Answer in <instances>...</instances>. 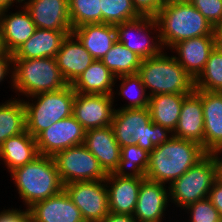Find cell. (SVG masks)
<instances>
[{
    "mask_svg": "<svg viewBox=\"0 0 222 222\" xmlns=\"http://www.w3.org/2000/svg\"><path fill=\"white\" fill-rule=\"evenodd\" d=\"M190 3L213 27L222 23V0H191Z\"/></svg>",
    "mask_w": 222,
    "mask_h": 222,
    "instance_id": "cell-37",
    "label": "cell"
},
{
    "mask_svg": "<svg viewBox=\"0 0 222 222\" xmlns=\"http://www.w3.org/2000/svg\"><path fill=\"white\" fill-rule=\"evenodd\" d=\"M204 117V150L211 153L222 148V92L197 90Z\"/></svg>",
    "mask_w": 222,
    "mask_h": 222,
    "instance_id": "cell-22",
    "label": "cell"
},
{
    "mask_svg": "<svg viewBox=\"0 0 222 222\" xmlns=\"http://www.w3.org/2000/svg\"><path fill=\"white\" fill-rule=\"evenodd\" d=\"M111 126L120 147L137 144L148 152L173 137V132L151 120L148 107L115 109Z\"/></svg>",
    "mask_w": 222,
    "mask_h": 222,
    "instance_id": "cell-3",
    "label": "cell"
},
{
    "mask_svg": "<svg viewBox=\"0 0 222 222\" xmlns=\"http://www.w3.org/2000/svg\"><path fill=\"white\" fill-rule=\"evenodd\" d=\"M207 154L199 143L173 136L150 152L145 178L170 185Z\"/></svg>",
    "mask_w": 222,
    "mask_h": 222,
    "instance_id": "cell-1",
    "label": "cell"
},
{
    "mask_svg": "<svg viewBox=\"0 0 222 222\" xmlns=\"http://www.w3.org/2000/svg\"><path fill=\"white\" fill-rule=\"evenodd\" d=\"M154 18L167 49L185 39L213 35L214 27L190 2L166 1Z\"/></svg>",
    "mask_w": 222,
    "mask_h": 222,
    "instance_id": "cell-2",
    "label": "cell"
},
{
    "mask_svg": "<svg viewBox=\"0 0 222 222\" xmlns=\"http://www.w3.org/2000/svg\"><path fill=\"white\" fill-rule=\"evenodd\" d=\"M165 184L144 178L138 192L133 217L137 222H162L170 200Z\"/></svg>",
    "mask_w": 222,
    "mask_h": 222,
    "instance_id": "cell-14",
    "label": "cell"
},
{
    "mask_svg": "<svg viewBox=\"0 0 222 222\" xmlns=\"http://www.w3.org/2000/svg\"><path fill=\"white\" fill-rule=\"evenodd\" d=\"M32 222H85L80 210L63 189L28 208Z\"/></svg>",
    "mask_w": 222,
    "mask_h": 222,
    "instance_id": "cell-15",
    "label": "cell"
},
{
    "mask_svg": "<svg viewBox=\"0 0 222 222\" xmlns=\"http://www.w3.org/2000/svg\"><path fill=\"white\" fill-rule=\"evenodd\" d=\"M64 190L85 222H99L109 214L105 179L68 183L64 185Z\"/></svg>",
    "mask_w": 222,
    "mask_h": 222,
    "instance_id": "cell-10",
    "label": "cell"
},
{
    "mask_svg": "<svg viewBox=\"0 0 222 222\" xmlns=\"http://www.w3.org/2000/svg\"><path fill=\"white\" fill-rule=\"evenodd\" d=\"M23 11L6 14L9 9L0 11V36L2 48L5 52L14 54L35 32L36 25L31 19L29 12L22 7Z\"/></svg>",
    "mask_w": 222,
    "mask_h": 222,
    "instance_id": "cell-18",
    "label": "cell"
},
{
    "mask_svg": "<svg viewBox=\"0 0 222 222\" xmlns=\"http://www.w3.org/2000/svg\"><path fill=\"white\" fill-rule=\"evenodd\" d=\"M0 48H2V44H1V36H0Z\"/></svg>",
    "mask_w": 222,
    "mask_h": 222,
    "instance_id": "cell-47",
    "label": "cell"
},
{
    "mask_svg": "<svg viewBox=\"0 0 222 222\" xmlns=\"http://www.w3.org/2000/svg\"><path fill=\"white\" fill-rule=\"evenodd\" d=\"M215 48L214 36L205 35L179 41L171 47L177 56L174 58L194 79L204 70L210 53Z\"/></svg>",
    "mask_w": 222,
    "mask_h": 222,
    "instance_id": "cell-20",
    "label": "cell"
},
{
    "mask_svg": "<svg viewBox=\"0 0 222 222\" xmlns=\"http://www.w3.org/2000/svg\"><path fill=\"white\" fill-rule=\"evenodd\" d=\"M13 58L12 54L5 51L0 52V82L9 74V70L12 68ZM11 65V68H10Z\"/></svg>",
    "mask_w": 222,
    "mask_h": 222,
    "instance_id": "cell-41",
    "label": "cell"
},
{
    "mask_svg": "<svg viewBox=\"0 0 222 222\" xmlns=\"http://www.w3.org/2000/svg\"><path fill=\"white\" fill-rule=\"evenodd\" d=\"M101 61L117 78L137 74L142 59L116 40Z\"/></svg>",
    "mask_w": 222,
    "mask_h": 222,
    "instance_id": "cell-30",
    "label": "cell"
},
{
    "mask_svg": "<svg viewBox=\"0 0 222 222\" xmlns=\"http://www.w3.org/2000/svg\"><path fill=\"white\" fill-rule=\"evenodd\" d=\"M145 177H120L107 174L105 183L108 192L109 212L133 215L141 181Z\"/></svg>",
    "mask_w": 222,
    "mask_h": 222,
    "instance_id": "cell-19",
    "label": "cell"
},
{
    "mask_svg": "<svg viewBox=\"0 0 222 222\" xmlns=\"http://www.w3.org/2000/svg\"><path fill=\"white\" fill-rule=\"evenodd\" d=\"M10 173L18 194L27 208L64 189L52 156L39 155L33 161Z\"/></svg>",
    "mask_w": 222,
    "mask_h": 222,
    "instance_id": "cell-4",
    "label": "cell"
},
{
    "mask_svg": "<svg viewBox=\"0 0 222 222\" xmlns=\"http://www.w3.org/2000/svg\"><path fill=\"white\" fill-rule=\"evenodd\" d=\"M26 131L23 100L12 99L0 104V147L4 141Z\"/></svg>",
    "mask_w": 222,
    "mask_h": 222,
    "instance_id": "cell-29",
    "label": "cell"
},
{
    "mask_svg": "<svg viewBox=\"0 0 222 222\" xmlns=\"http://www.w3.org/2000/svg\"><path fill=\"white\" fill-rule=\"evenodd\" d=\"M140 16L155 17L161 7L169 0H131Z\"/></svg>",
    "mask_w": 222,
    "mask_h": 222,
    "instance_id": "cell-38",
    "label": "cell"
},
{
    "mask_svg": "<svg viewBox=\"0 0 222 222\" xmlns=\"http://www.w3.org/2000/svg\"><path fill=\"white\" fill-rule=\"evenodd\" d=\"M173 2H190L191 0H169Z\"/></svg>",
    "mask_w": 222,
    "mask_h": 222,
    "instance_id": "cell-46",
    "label": "cell"
},
{
    "mask_svg": "<svg viewBox=\"0 0 222 222\" xmlns=\"http://www.w3.org/2000/svg\"><path fill=\"white\" fill-rule=\"evenodd\" d=\"M39 156L36 140L27 131L8 138L0 147V159L9 172L33 161Z\"/></svg>",
    "mask_w": 222,
    "mask_h": 222,
    "instance_id": "cell-26",
    "label": "cell"
},
{
    "mask_svg": "<svg viewBox=\"0 0 222 222\" xmlns=\"http://www.w3.org/2000/svg\"><path fill=\"white\" fill-rule=\"evenodd\" d=\"M149 96L158 94H186L195 91V79L185 71L174 56L164 51L141 61L138 73Z\"/></svg>",
    "mask_w": 222,
    "mask_h": 222,
    "instance_id": "cell-5",
    "label": "cell"
},
{
    "mask_svg": "<svg viewBox=\"0 0 222 222\" xmlns=\"http://www.w3.org/2000/svg\"><path fill=\"white\" fill-rule=\"evenodd\" d=\"M68 2V0H26L23 6L29 12L36 28L72 30Z\"/></svg>",
    "mask_w": 222,
    "mask_h": 222,
    "instance_id": "cell-17",
    "label": "cell"
},
{
    "mask_svg": "<svg viewBox=\"0 0 222 222\" xmlns=\"http://www.w3.org/2000/svg\"><path fill=\"white\" fill-rule=\"evenodd\" d=\"M69 17L73 28L84 24L102 23L100 0H68Z\"/></svg>",
    "mask_w": 222,
    "mask_h": 222,
    "instance_id": "cell-33",
    "label": "cell"
},
{
    "mask_svg": "<svg viewBox=\"0 0 222 222\" xmlns=\"http://www.w3.org/2000/svg\"><path fill=\"white\" fill-rule=\"evenodd\" d=\"M53 159L63 185L106 179L107 174L84 144L59 151Z\"/></svg>",
    "mask_w": 222,
    "mask_h": 222,
    "instance_id": "cell-9",
    "label": "cell"
},
{
    "mask_svg": "<svg viewBox=\"0 0 222 222\" xmlns=\"http://www.w3.org/2000/svg\"><path fill=\"white\" fill-rule=\"evenodd\" d=\"M72 33L95 60H102L117 40L115 25L106 23L84 24Z\"/></svg>",
    "mask_w": 222,
    "mask_h": 222,
    "instance_id": "cell-25",
    "label": "cell"
},
{
    "mask_svg": "<svg viewBox=\"0 0 222 222\" xmlns=\"http://www.w3.org/2000/svg\"><path fill=\"white\" fill-rule=\"evenodd\" d=\"M85 133L73 115L62 119L35 137L39 155L53 157L59 151L83 144Z\"/></svg>",
    "mask_w": 222,
    "mask_h": 222,
    "instance_id": "cell-12",
    "label": "cell"
},
{
    "mask_svg": "<svg viewBox=\"0 0 222 222\" xmlns=\"http://www.w3.org/2000/svg\"><path fill=\"white\" fill-rule=\"evenodd\" d=\"M191 222H222V216L207 197L187 206Z\"/></svg>",
    "mask_w": 222,
    "mask_h": 222,
    "instance_id": "cell-36",
    "label": "cell"
},
{
    "mask_svg": "<svg viewBox=\"0 0 222 222\" xmlns=\"http://www.w3.org/2000/svg\"><path fill=\"white\" fill-rule=\"evenodd\" d=\"M208 198L212 202V205L222 216V182L215 179L209 192Z\"/></svg>",
    "mask_w": 222,
    "mask_h": 222,
    "instance_id": "cell-40",
    "label": "cell"
},
{
    "mask_svg": "<svg viewBox=\"0 0 222 222\" xmlns=\"http://www.w3.org/2000/svg\"><path fill=\"white\" fill-rule=\"evenodd\" d=\"M12 68L11 84L26 97L57 91L69 85L55 58L13 59Z\"/></svg>",
    "mask_w": 222,
    "mask_h": 222,
    "instance_id": "cell-6",
    "label": "cell"
},
{
    "mask_svg": "<svg viewBox=\"0 0 222 222\" xmlns=\"http://www.w3.org/2000/svg\"><path fill=\"white\" fill-rule=\"evenodd\" d=\"M114 95L76 93L73 116L84 129H96L111 125L115 108Z\"/></svg>",
    "mask_w": 222,
    "mask_h": 222,
    "instance_id": "cell-13",
    "label": "cell"
},
{
    "mask_svg": "<svg viewBox=\"0 0 222 222\" xmlns=\"http://www.w3.org/2000/svg\"><path fill=\"white\" fill-rule=\"evenodd\" d=\"M222 152V148L214 150L213 152L209 153L215 162L216 166V179L222 182V159H220V153ZM219 154V156H218Z\"/></svg>",
    "mask_w": 222,
    "mask_h": 222,
    "instance_id": "cell-43",
    "label": "cell"
},
{
    "mask_svg": "<svg viewBox=\"0 0 222 222\" xmlns=\"http://www.w3.org/2000/svg\"><path fill=\"white\" fill-rule=\"evenodd\" d=\"M55 60L68 84H72L95 61L73 33L64 39Z\"/></svg>",
    "mask_w": 222,
    "mask_h": 222,
    "instance_id": "cell-21",
    "label": "cell"
},
{
    "mask_svg": "<svg viewBox=\"0 0 222 222\" xmlns=\"http://www.w3.org/2000/svg\"><path fill=\"white\" fill-rule=\"evenodd\" d=\"M17 4L20 3L19 0H0V11L4 9H10V6H12L13 3Z\"/></svg>",
    "mask_w": 222,
    "mask_h": 222,
    "instance_id": "cell-45",
    "label": "cell"
},
{
    "mask_svg": "<svg viewBox=\"0 0 222 222\" xmlns=\"http://www.w3.org/2000/svg\"><path fill=\"white\" fill-rule=\"evenodd\" d=\"M172 136L192 140L204 148V117L201 97L194 91L182 104L176 129Z\"/></svg>",
    "mask_w": 222,
    "mask_h": 222,
    "instance_id": "cell-24",
    "label": "cell"
},
{
    "mask_svg": "<svg viewBox=\"0 0 222 222\" xmlns=\"http://www.w3.org/2000/svg\"><path fill=\"white\" fill-rule=\"evenodd\" d=\"M102 23L118 25L140 17L131 0H100Z\"/></svg>",
    "mask_w": 222,
    "mask_h": 222,
    "instance_id": "cell-35",
    "label": "cell"
},
{
    "mask_svg": "<svg viewBox=\"0 0 222 222\" xmlns=\"http://www.w3.org/2000/svg\"><path fill=\"white\" fill-rule=\"evenodd\" d=\"M99 222H137V221L133 217V215L115 214V213L109 212V214Z\"/></svg>",
    "mask_w": 222,
    "mask_h": 222,
    "instance_id": "cell-42",
    "label": "cell"
},
{
    "mask_svg": "<svg viewBox=\"0 0 222 222\" xmlns=\"http://www.w3.org/2000/svg\"><path fill=\"white\" fill-rule=\"evenodd\" d=\"M195 88L204 91L222 92V52L214 48L204 70L195 79Z\"/></svg>",
    "mask_w": 222,
    "mask_h": 222,
    "instance_id": "cell-32",
    "label": "cell"
},
{
    "mask_svg": "<svg viewBox=\"0 0 222 222\" xmlns=\"http://www.w3.org/2000/svg\"><path fill=\"white\" fill-rule=\"evenodd\" d=\"M149 156L150 152L137 144L121 147L119 165L114 174L120 177H145ZM127 168L131 169L130 172L127 171Z\"/></svg>",
    "mask_w": 222,
    "mask_h": 222,
    "instance_id": "cell-31",
    "label": "cell"
},
{
    "mask_svg": "<svg viewBox=\"0 0 222 222\" xmlns=\"http://www.w3.org/2000/svg\"><path fill=\"white\" fill-rule=\"evenodd\" d=\"M213 36L215 48L222 52V23L214 27Z\"/></svg>",
    "mask_w": 222,
    "mask_h": 222,
    "instance_id": "cell-44",
    "label": "cell"
},
{
    "mask_svg": "<svg viewBox=\"0 0 222 222\" xmlns=\"http://www.w3.org/2000/svg\"><path fill=\"white\" fill-rule=\"evenodd\" d=\"M186 94H158L149 99L148 109L151 120L171 132L177 127L183 100Z\"/></svg>",
    "mask_w": 222,
    "mask_h": 222,
    "instance_id": "cell-28",
    "label": "cell"
},
{
    "mask_svg": "<svg viewBox=\"0 0 222 222\" xmlns=\"http://www.w3.org/2000/svg\"><path fill=\"white\" fill-rule=\"evenodd\" d=\"M33 103L23 100L26 110V131L34 138L52 124L73 115L76 92L71 84L63 89L31 96Z\"/></svg>",
    "mask_w": 222,
    "mask_h": 222,
    "instance_id": "cell-7",
    "label": "cell"
},
{
    "mask_svg": "<svg viewBox=\"0 0 222 222\" xmlns=\"http://www.w3.org/2000/svg\"><path fill=\"white\" fill-rule=\"evenodd\" d=\"M83 144L98 160L106 174L114 173L119 165L121 147L111 125L87 130Z\"/></svg>",
    "mask_w": 222,
    "mask_h": 222,
    "instance_id": "cell-16",
    "label": "cell"
},
{
    "mask_svg": "<svg viewBox=\"0 0 222 222\" xmlns=\"http://www.w3.org/2000/svg\"><path fill=\"white\" fill-rule=\"evenodd\" d=\"M72 30L37 28L34 34L12 55L13 59L55 58L64 39Z\"/></svg>",
    "mask_w": 222,
    "mask_h": 222,
    "instance_id": "cell-23",
    "label": "cell"
},
{
    "mask_svg": "<svg viewBox=\"0 0 222 222\" xmlns=\"http://www.w3.org/2000/svg\"><path fill=\"white\" fill-rule=\"evenodd\" d=\"M215 179V162L208 153L168 186L170 199L177 207L184 209L198 200L207 198Z\"/></svg>",
    "mask_w": 222,
    "mask_h": 222,
    "instance_id": "cell-8",
    "label": "cell"
},
{
    "mask_svg": "<svg viewBox=\"0 0 222 222\" xmlns=\"http://www.w3.org/2000/svg\"><path fill=\"white\" fill-rule=\"evenodd\" d=\"M115 28L117 41L137 54L142 60L157 56L164 50L159 37V30L157 32L158 35H156V40L158 41H154L155 39L152 40L148 33L150 30L158 28L154 17L140 16L135 20L118 24Z\"/></svg>",
    "mask_w": 222,
    "mask_h": 222,
    "instance_id": "cell-11",
    "label": "cell"
},
{
    "mask_svg": "<svg viewBox=\"0 0 222 222\" xmlns=\"http://www.w3.org/2000/svg\"><path fill=\"white\" fill-rule=\"evenodd\" d=\"M116 79L122 81L119 86L120 90L118 95H121L128 100L130 99L129 101H131L129 104H126L125 107L120 109L148 107L150 96L148 93L146 94V87L143 85L141 77L138 74L124 75L117 77Z\"/></svg>",
    "mask_w": 222,
    "mask_h": 222,
    "instance_id": "cell-34",
    "label": "cell"
},
{
    "mask_svg": "<svg viewBox=\"0 0 222 222\" xmlns=\"http://www.w3.org/2000/svg\"><path fill=\"white\" fill-rule=\"evenodd\" d=\"M30 212L27 208L26 211L20 209H6L0 212V222H29Z\"/></svg>",
    "mask_w": 222,
    "mask_h": 222,
    "instance_id": "cell-39",
    "label": "cell"
},
{
    "mask_svg": "<svg viewBox=\"0 0 222 222\" xmlns=\"http://www.w3.org/2000/svg\"><path fill=\"white\" fill-rule=\"evenodd\" d=\"M115 81L116 77L102 61L95 60L71 86L76 93L113 95Z\"/></svg>",
    "mask_w": 222,
    "mask_h": 222,
    "instance_id": "cell-27",
    "label": "cell"
}]
</instances>
